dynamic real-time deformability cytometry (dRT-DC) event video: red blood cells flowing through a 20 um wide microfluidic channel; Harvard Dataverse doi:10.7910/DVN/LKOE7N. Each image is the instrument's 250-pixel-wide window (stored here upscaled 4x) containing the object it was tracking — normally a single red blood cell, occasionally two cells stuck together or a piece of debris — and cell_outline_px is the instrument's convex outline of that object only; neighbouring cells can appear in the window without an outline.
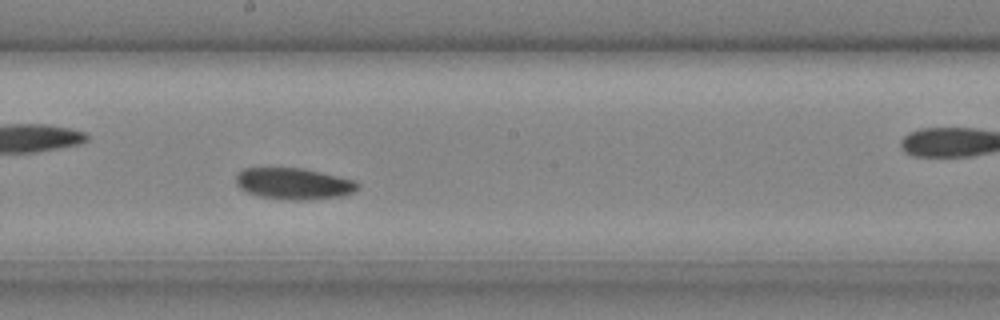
{"species": "common noctule bat (a hibernating species)", "species_latin": "Nyctalus noctula", "temperature_condition": "cold", "stored_images_in_passage": 28, "camera_frame_rate_fps": 3000, "um_per_image_px": 0.085, "animal": {"sex": "male", "body_mass_g": 20.4}, "frame": {"image": 1, "passage_image": 16, "time_ms": 5.0, "image_size_px": [1000, 320], "cell_outline_px": [[360, 188], [352, 192], [340, 196], [308, 200], [280, 200], [260, 196], [248, 192], [240, 188], [236, 184], [236, 176], [244, 168], [300, 168], [320, 172], [352, 180], [360, 184]], "centroid_in_image_um": [24.95, 15.62], "position_along_channel_um": 223.2, "area_um2": 22.14}}